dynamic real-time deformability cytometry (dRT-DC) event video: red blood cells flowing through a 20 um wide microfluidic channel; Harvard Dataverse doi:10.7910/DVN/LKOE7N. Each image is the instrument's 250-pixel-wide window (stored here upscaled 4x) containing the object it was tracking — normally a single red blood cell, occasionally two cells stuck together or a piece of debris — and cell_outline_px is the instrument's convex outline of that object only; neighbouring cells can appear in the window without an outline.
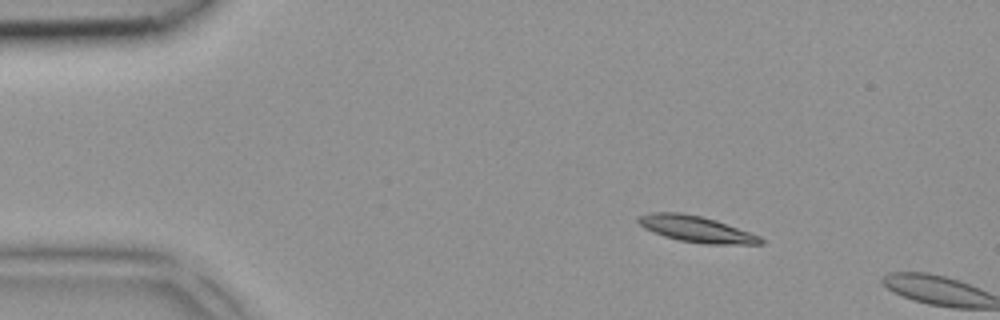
{"species": "common noctule bat (a hibernating species)", "species_latin": "Nyctalus noctula", "temperature_condition": "room temperature", "stored_images_in_passage": 3, "camera_frame_rate_fps": 3000, "um_per_image_px": 0.085, "animal": {"sex": "female", "body_mass_g": 18.4}, "frame": {"image": 1, "passage_image": 1, "time_ms": 0.0, "image_size_px": [1000, 320], "cell_outline_px": [[764, 244], [704, 244], [680, 240], [664, 236], [652, 232], [644, 228], [636, 220], [636, 216], [652, 212], [680, 212], [700, 216], [716, 220], [760, 236], [764, 240]], "centroid_in_image_um": [59.15, 19.46], "position_along_channel_um": 25.8, "area_um2": 18.67}}